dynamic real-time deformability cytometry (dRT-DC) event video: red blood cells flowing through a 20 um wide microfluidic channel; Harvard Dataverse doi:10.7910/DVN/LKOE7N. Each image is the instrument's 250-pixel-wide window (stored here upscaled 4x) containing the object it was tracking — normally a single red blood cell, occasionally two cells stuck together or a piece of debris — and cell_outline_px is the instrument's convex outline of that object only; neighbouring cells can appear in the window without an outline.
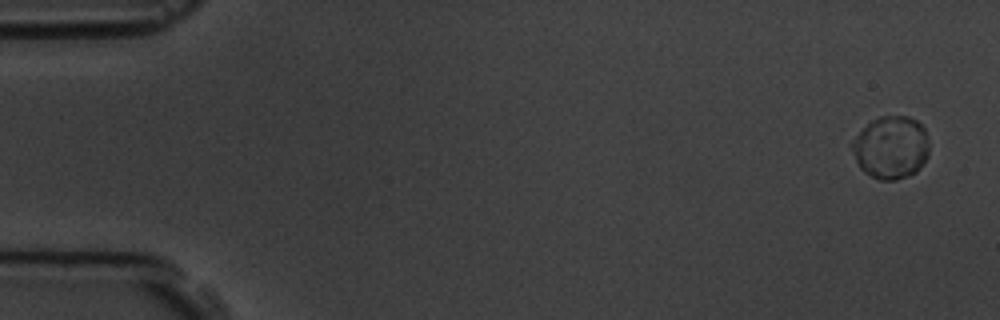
{"species": "common noctule bat (a hibernating species)", "species_latin": "Nyctalus noctula", "temperature_condition": "room temperature", "stored_images_in_passage": 5, "camera_frame_rate_fps": 3000, "um_per_image_px": 0.085, "animal": {"sex": "male", "body_mass_g": 19.5, "forearm_length_mm": 54.6}, "frame": {"image": 1, "passage_image": 1, "time_ms": 0.0, "image_size_px": [1000, 320], "cell_outline_px": [[928, 156], [916, 172], [908, 176], [896, 180], [880, 180], [864, 172], [860, 168], [852, 152], [852, 140], [872, 120], [880, 116], [908, 116], [916, 120], [924, 128], [928, 140]], "centroid_in_image_um": [75.74, 12.54], "position_along_channel_um": 9.3, "area_um2": 28.09}}
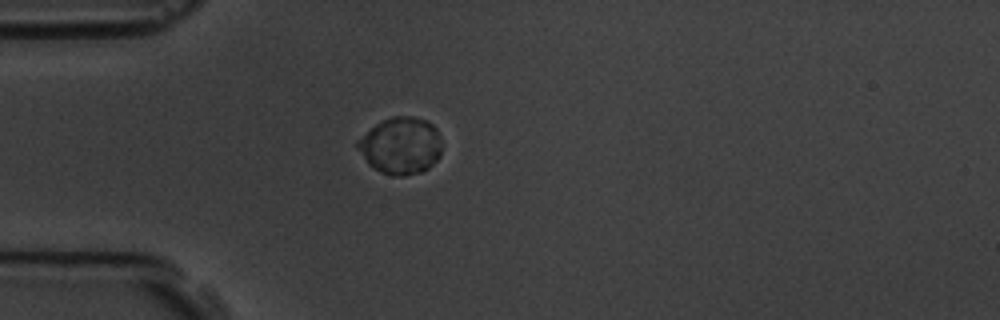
{"frame": {"image": 2, "passage_image": 5, "time_ms": 4.667, "image_size_px": [1000, 320], "cell_outline_px": [[440, 156], [428, 168], [420, 172], [404, 176], [392, 176], [380, 172], [368, 164], [356, 148], [356, 140], [376, 124], [392, 116], [412, 116], [424, 120], [432, 124], [436, 128], [440, 136]], "centroid_in_image_um": [34.04, 12.39], "position_along_channel_um": 51.0, "area_um2": 27.98}}